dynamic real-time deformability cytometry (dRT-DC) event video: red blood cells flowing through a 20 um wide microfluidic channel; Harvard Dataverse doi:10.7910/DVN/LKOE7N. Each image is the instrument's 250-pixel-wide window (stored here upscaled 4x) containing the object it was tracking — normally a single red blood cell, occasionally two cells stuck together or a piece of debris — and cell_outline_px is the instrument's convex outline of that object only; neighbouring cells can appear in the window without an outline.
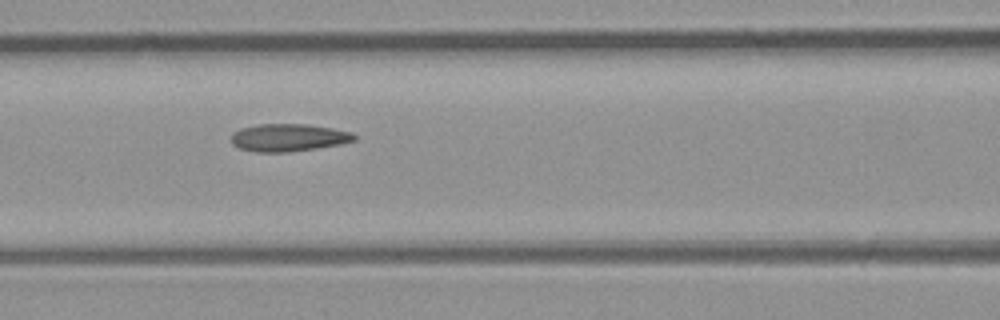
{"species": "common noctule bat (a hibernating species)", "species_latin": "Nyctalus noctula", "temperature_condition": "room temperature", "stored_images_in_passage": 8, "segment_of_instrument_passage": [1, 2], "camera_frame_rate_fps": 3000, "um_per_image_px": 0.085, "animal": {"sex": "male", "body_mass_g": 23.1, "forearm_length_mm": 52.7}, "frame": {"image": 1, "passage_image": 5, "time_ms": 4.667, "image_size_px": [1000, 320], "cell_outline_px": [[356, 140], [340, 144], [316, 148], [288, 152], [252, 152], [240, 148], [232, 144], [232, 132], [240, 128], [260, 124], [308, 124], [332, 128], [352, 132], [356, 136]], "centroid_in_image_um": [24.51, 11.69], "position_along_channel_um": 142.1, "area_um2": 19.83}}
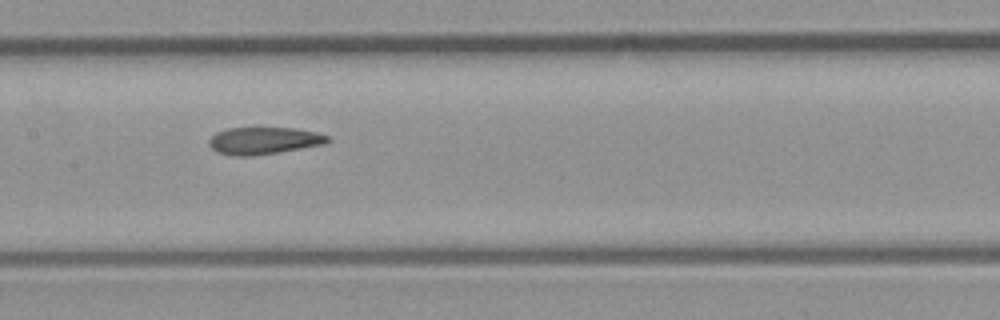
{"frame": {"image": 2, "passage_image": 6, "time_ms": 5.667, "image_size_px": [1000, 320], "cell_outline_px": [[332, 140], [324, 144], [252, 156], [236, 156], [216, 152], [208, 144], [208, 140], [216, 132], [228, 128], [292, 128], [316, 132], [328, 136]], "centroid_in_image_um": [22.39, 11.95], "position_along_channel_um": 185.0, "area_um2": 18.61}}
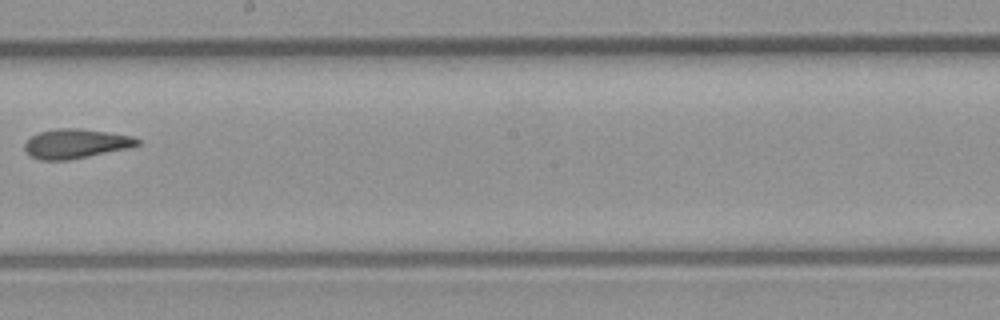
{"frame": {"image": 3, "passage_image": 7, "time_ms": 7.0, "image_size_px": [1000, 320], "cell_outline_px": [[140, 144], [132, 148], [68, 160], [40, 160], [32, 156], [24, 148], [24, 144], [32, 136], [40, 132], [56, 128], [80, 128], [132, 136], [140, 140]], "centroid_in_image_um": [6.48, 12.21], "position_along_channel_um": 241.7, "area_um2": 19.31}}